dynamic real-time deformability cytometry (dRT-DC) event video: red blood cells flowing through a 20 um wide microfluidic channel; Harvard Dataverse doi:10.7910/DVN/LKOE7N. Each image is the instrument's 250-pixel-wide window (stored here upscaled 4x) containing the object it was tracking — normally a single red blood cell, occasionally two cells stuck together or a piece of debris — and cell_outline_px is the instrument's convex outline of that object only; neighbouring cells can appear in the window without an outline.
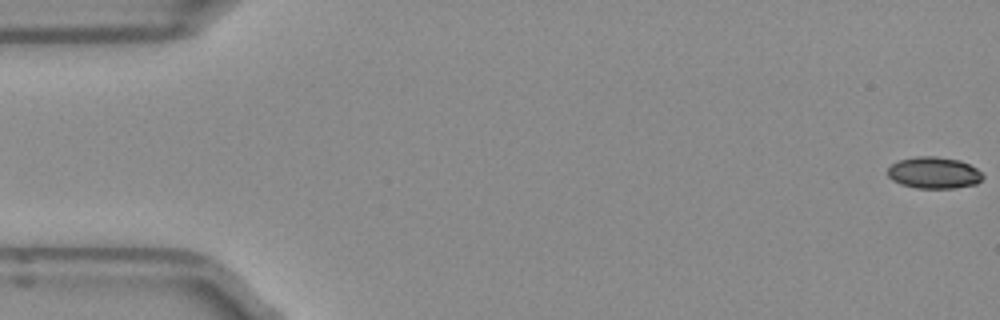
{"species": "Egyptian fruit bat (a non-hibernating species)", "species_latin": "Rousettus aegyptiacus", "temperature_condition": "room temperature", "stored_images_in_passage": 12, "camera_frame_rate_fps": 3000, "um_per_image_px": 0.085, "frame": {"image": 1, "passage_image": 1, "time_ms": 0.0, "image_size_px": [1000, 320], "cell_outline_px": [[984, 176], [976, 184], [956, 188], [916, 188], [900, 184], [892, 180], [888, 176], [888, 168], [892, 164], [900, 160], [916, 156], [936, 156], [960, 160], [976, 168]], "centroid_in_image_um": [79.37, 14.69], "position_along_channel_um": 5.6, "area_um2": 17.51}}